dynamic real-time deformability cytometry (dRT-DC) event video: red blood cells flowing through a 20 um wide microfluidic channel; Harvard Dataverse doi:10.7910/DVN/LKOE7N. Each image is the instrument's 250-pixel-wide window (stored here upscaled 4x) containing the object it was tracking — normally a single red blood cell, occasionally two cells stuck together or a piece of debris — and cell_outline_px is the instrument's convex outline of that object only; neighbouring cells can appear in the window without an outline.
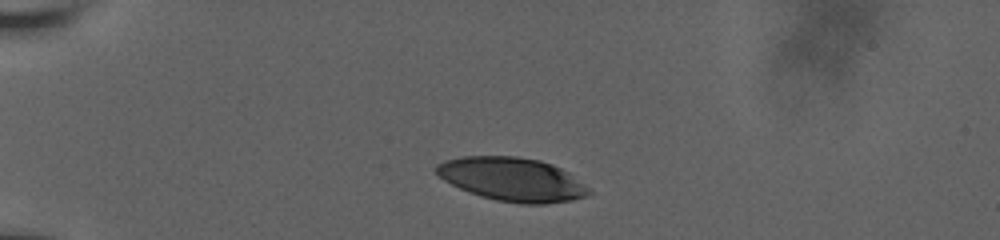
{"species": "human", "species_latin": "Homo sapiens", "temperature_condition": "room temperature", "stored_images_in_passage": 36, "camera_frame_rate_fps": 3000, "um_per_image_px": 0.085, "donor": {"sex": "male"}, "frame": {"image": 1, "passage_image": 1, "time_ms": 0.0, "image_size_px": [1000, 240], "cell_outline_px": [[592, 192], [588, 196], [572, 200], [544, 204], [520, 204], [496, 200], [480, 196], [468, 192], [444, 180], [436, 172], [436, 164], [444, 160], [460, 156], [516, 156], [540, 160], [552, 164], [568, 172], [588, 188]], "centroid_in_image_um": [43.53, 15.24], "position_along_channel_um": 41.5, "area_um2": 38.78}}
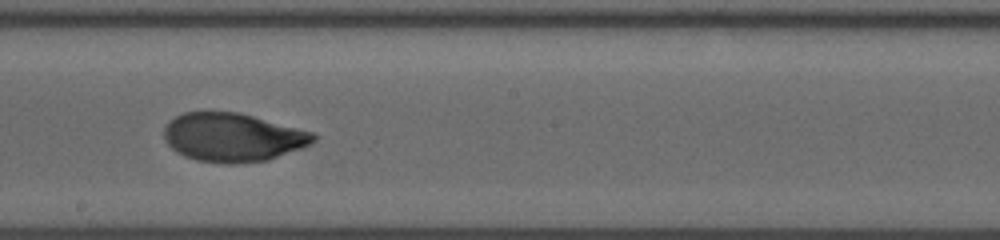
{"frame": {"image": 2, "passage_image": 20, "time_ms": 6.333, "image_size_px": [1000, 240], "cell_outline_px": [[316, 140], [312, 144], [268, 160], [232, 164], [224, 164], [196, 160], [184, 156], [176, 152], [168, 144], [164, 136], [164, 128], [168, 120], [184, 112], [240, 112], [316, 132]], "centroid_in_image_um": [19.81, 11.67], "position_along_channel_um": 228.4, "area_um2": 42.71}}
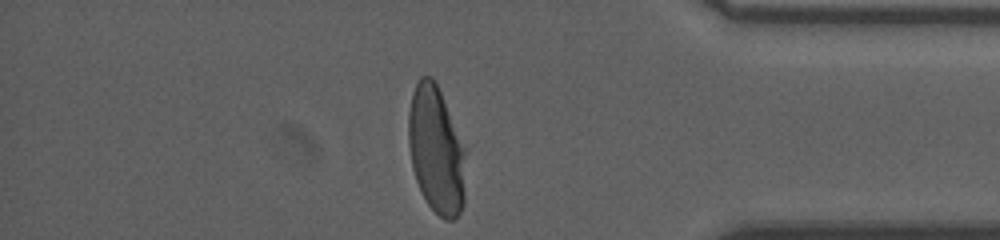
{"frame": {"image": 3, "passage_image": 35, "time_ms": 11.333, "image_size_px": [1000, 240], "cell_outline_px": [[468, 148], [464, 204], [460, 212], [452, 220], [444, 220], [428, 204], [416, 180], [412, 168], [408, 144], [408, 112], [412, 92], [420, 76], [432, 76]], "centroid_in_image_um": [37.12, 12.75], "position_along_channel_um": 398.1, "area_um2": 43.47}, "authors_computed_cell_mechanics": {"area_um2": 42.6275, "velocity_mm_per_s": 3.8121, "shape_relaxation_time_tau1_ms": 4.9963, "shape_relaxation_time_tau2_ms": null, "deformation_change_tau1": 0.2197, "deformation_change_tau2": null}}